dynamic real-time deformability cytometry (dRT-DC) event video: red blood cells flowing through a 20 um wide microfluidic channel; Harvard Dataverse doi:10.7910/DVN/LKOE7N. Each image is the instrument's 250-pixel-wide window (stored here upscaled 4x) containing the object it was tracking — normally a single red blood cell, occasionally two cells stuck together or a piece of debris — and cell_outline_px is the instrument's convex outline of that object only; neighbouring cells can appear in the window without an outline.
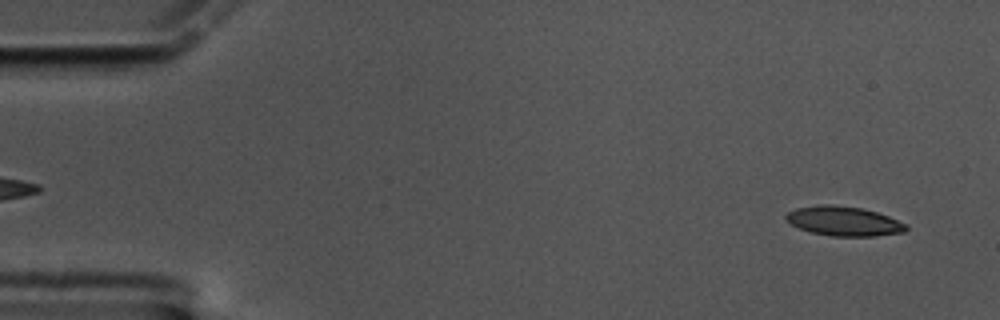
{"species": "common noctule bat (a hibernating species)", "species_latin": "Nyctalus noctula", "temperature_condition": "cold", "stored_images_in_passage": 58, "camera_frame_rate_fps": 3000, "um_per_image_px": 0.085, "animal": {"sex": "male", "body_mass_g": 17.5, "forearm_length_mm": 52.3}, "frame": {"image": 1, "passage_image": 3, "time_ms": 0.667, "image_size_px": [1000, 320], "cell_outline_px": [[908, 228], [904, 232], [876, 236], [832, 236], [812, 232], [800, 228], [792, 224], [784, 216], [788, 212], [796, 208], [820, 204], [832, 204], [860, 208], [876, 212], [888, 216], [908, 224]], "centroid_in_image_um": [71.75, 18.79], "position_along_channel_um": 13.3, "area_um2": 20.52}}
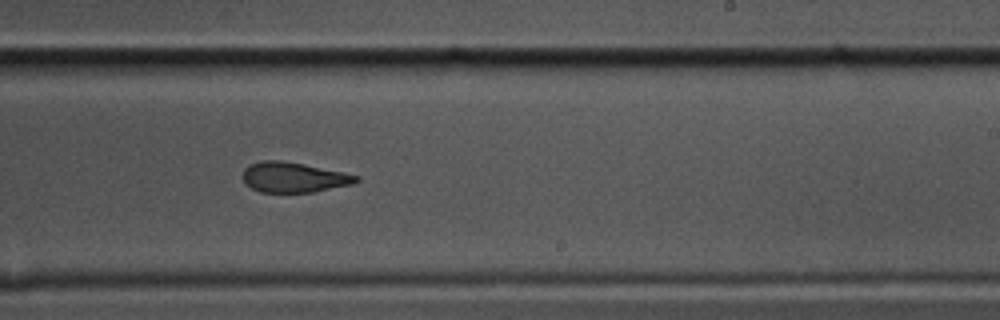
{"frame": {"image": 2, "passage_image": 35, "time_ms": 11.333, "image_size_px": [1000, 320], "cell_outline_px": [[360, 180], [352, 184], [312, 192], [260, 192], [244, 184], [244, 168], [248, 164], [260, 160], [280, 160], [304, 164], [344, 172], [360, 176]], "centroid_in_image_um": [24.95, 15.06], "position_along_channel_um": 264.0, "area_um2": 20.0}}
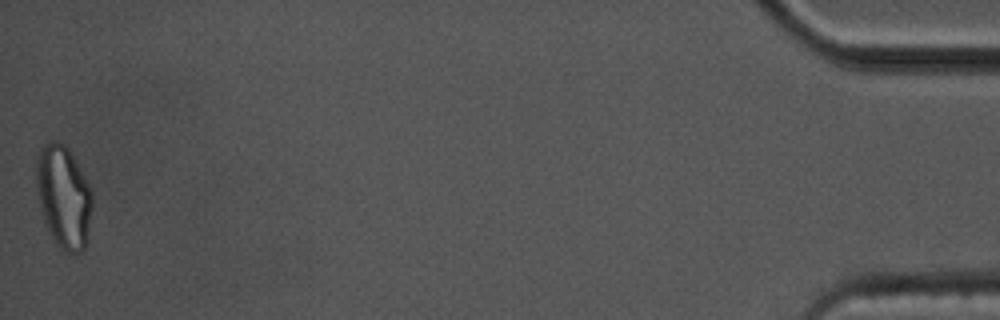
{"frame": {"image": 3, "passage_image": 58, "time_ms": 19.0, "image_size_px": [1000, 320], "cell_outline_px": [[92, 208], [88, 240], [84, 252], [64, 252], [60, 248], [48, 232], [40, 208], [36, 192], [36, 156], [40, 148], [44, 144], [52, 140], [56, 140], [64, 144], [68, 148], [84, 176], [92, 192]], "centroid_in_image_um": [5.4, 16.74], "position_along_channel_um": 429.8, "area_um2": 33.87}, "authors_computed_cell_mechanics": {"area_um2": 21.1259, "velocity_mm_per_s": 3.4103, "shape_relaxation_time_tau1_ms": null, "shape_relaxation_time_tau2_ms": 2.3439, "deformation_change_tau1": null, "deformation_change_tau2": 0.0904}}